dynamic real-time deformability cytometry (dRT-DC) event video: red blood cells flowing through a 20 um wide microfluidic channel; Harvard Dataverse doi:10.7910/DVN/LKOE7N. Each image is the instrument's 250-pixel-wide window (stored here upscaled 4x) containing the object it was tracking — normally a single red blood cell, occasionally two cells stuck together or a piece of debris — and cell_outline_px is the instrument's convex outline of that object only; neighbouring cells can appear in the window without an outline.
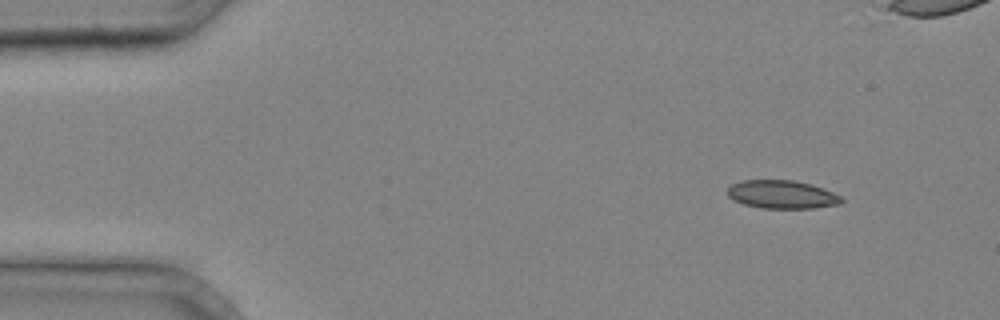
{"species": "common noctule bat (a hibernating species)", "species_latin": "Nyctalus noctula", "temperature_condition": "cold", "stored_images_in_passage": 4, "camera_frame_rate_fps": 3000, "um_per_image_px": 0.085, "animal": {"sex": "male", "body_mass_g": 20.4}, "frame": {"image": 1, "passage_image": 1, "time_ms": 0.0, "image_size_px": [1000, 320], "cell_outline_px": [[844, 200], [840, 204], [816, 208], [760, 208], [744, 204], [728, 196], [728, 188], [732, 184], [744, 180], [792, 180], [812, 184], [824, 188], [840, 196]], "centroid_in_image_um": [66.5, 16.53], "position_along_channel_um": 18.5, "area_um2": 18.73}}